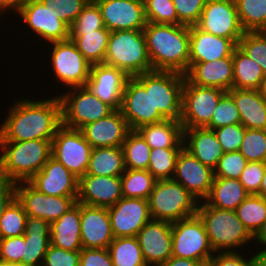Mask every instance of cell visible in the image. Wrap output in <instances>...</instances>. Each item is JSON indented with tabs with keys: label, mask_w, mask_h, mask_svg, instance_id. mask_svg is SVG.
<instances>
[{
	"label": "cell",
	"mask_w": 266,
	"mask_h": 266,
	"mask_svg": "<svg viewBox=\"0 0 266 266\" xmlns=\"http://www.w3.org/2000/svg\"><path fill=\"white\" fill-rule=\"evenodd\" d=\"M260 95L266 100V76L261 82V86L259 88Z\"/></svg>",
	"instance_id": "cell-64"
},
{
	"label": "cell",
	"mask_w": 266,
	"mask_h": 266,
	"mask_svg": "<svg viewBox=\"0 0 266 266\" xmlns=\"http://www.w3.org/2000/svg\"><path fill=\"white\" fill-rule=\"evenodd\" d=\"M225 92L214 87L191 84L185 78L180 117L183 129L206 127L210 123L218 101Z\"/></svg>",
	"instance_id": "cell-10"
},
{
	"label": "cell",
	"mask_w": 266,
	"mask_h": 266,
	"mask_svg": "<svg viewBox=\"0 0 266 266\" xmlns=\"http://www.w3.org/2000/svg\"><path fill=\"white\" fill-rule=\"evenodd\" d=\"M80 203L76 202L62 217L50 224V244L68 251H81Z\"/></svg>",
	"instance_id": "cell-30"
},
{
	"label": "cell",
	"mask_w": 266,
	"mask_h": 266,
	"mask_svg": "<svg viewBox=\"0 0 266 266\" xmlns=\"http://www.w3.org/2000/svg\"><path fill=\"white\" fill-rule=\"evenodd\" d=\"M214 253L204 223L197 214L172 223V256L207 265Z\"/></svg>",
	"instance_id": "cell-9"
},
{
	"label": "cell",
	"mask_w": 266,
	"mask_h": 266,
	"mask_svg": "<svg viewBox=\"0 0 266 266\" xmlns=\"http://www.w3.org/2000/svg\"><path fill=\"white\" fill-rule=\"evenodd\" d=\"M52 140L0 141V179L29 181L51 157Z\"/></svg>",
	"instance_id": "cell-3"
},
{
	"label": "cell",
	"mask_w": 266,
	"mask_h": 266,
	"mask_svg": "<svg viewBox=\"0 0 266 266\" xmlns=\"http://www.w3.org/2000/svg\"><path fill=\"white\" fill-rule=\"evenodd\" d=\"M125 169L147 170L151 147L137 130H130L122 145Z\"/></svg>",
	"instance_id": "cell-38"
},
{
	"label": "cell",
	"mask_w": 266,
	"mask_h": 266,
	"mask_svg": "<svg viewBox=\"0 0 266 266\" xmlns=\"http://www.w3.org/2000/svg\"><path fill=\"white\" fill-rule=\"evenodd\" d=\"M24 235V254L19 264L41 266L50 245V223L44 219L27 216Z\"/></svg>",
	"instance_id": "cell-29"
},
{
	"label": "cell",
	"mask_w": 266,
	"mask_h": 266,
	"mask_svg": "<svg viewBox=\"0 0 266 266\" xmlns=\"http://www.w3.org/2000/svg\"><path fill=\"white\" fill-rule=\"evenodd\" d=\"M105 27L98 4L90 0L69 27V32H93Z\"/></svg>",
	"instance_id": "cell-48"
},
{
	"label": "cell",
	"mask_w": 266,
	"mask_h": 266,
	"mask_svg": "<svg viewBox=\"0 0 266 266\" xmlns=\"http://www.w3.org/2000/svg\"><path fill=\"white\" fill-rule=\"evenodd\" d=\"M266 162L251 161L241 173L240 183L244 186L249 195H257L260 191L263 180Z\"/></svg>",
	"instance_id": "cell-52"
},
{
	"label": "cell",
	"mask_w": 266,
	"mask_h": 266,
	"mask_svg": "<svg viewBox=\"0 0 266 266\" xmlns=\"http://www.w3.org/2000/svg\"><path fill=\"white\" fill-rule=\"evenodd\" d=\"M253 266H266V250L256 251L252 256Z\"/></svg>",
	"instance_id": "cell-62"
},
{
	"label": "cell",
	"mask_w": 266,
	"mask_h": 266,
	"mask_svg": "<svg viewBox=\"0 0 266 266\" xmlns=\"http://www.w3.org/2000/svg\"><path fill=\"white\" fill-rule=\"evenodd\" d=\"M237 123H240L239 111L232 96L228 92H225L214 109L210 123L205 128L214 130Z\"/></svg>",
	"instance_id": "cell-47"
},
{
	"label": "cell",
	"mask_w": 266,
	"mask_h": 266,
	"mask_svg": "<svg viewBox=\"0 0 266 266\" xmlns=\"http://www.w3.org/2000/svg\"><path fill=\"white\" fill-rule=\"evenodd\" d=\"M189 67L194 63L216 61L232 56L238 46L232 39L219 37L189 26Z\"/></svg>",
	"instance_id": "cell-25"
},
{
	"label": "cell",
	"mask_w": 266,
	"mask_h": 266,
	"mask_svg": "<svg viewBox=\"0 0 266 266\" xmlns=\"http://www.w3.org/2000/svg\"><path fill=\"white\" fill-rule=\"evenodd\" d=\"M257 195L266 198V168H265V171H264L263 180L261 181L260 191H259V193Z\"/></svg>",
	"instance_id": "cell-63"
},
{
	"label": "cell",
	"mask_w": 266,
	"mask_h": 266,
	"mask_svg": "<svg viewBox=\"0 0 266 266\" xmlns=\"http://www.w3.org/2000/svg\"><path fill=\"white\" fill-rule=\"evenodd\" d=\"M122 197L121 177L85 174L79 179L78 203L108 208Z\"/></svg>",
	"instance_id": "cell-23"
},
{
	"label": "cell",
	"mask_w": 266,
	"mask_h": 266,
	"mask_svg": "<svg viewBox=\"0 0 266 266\" xmlns=\"http://www.w3.org/2000/svg\"><path fill=\"white\" fill-rule=\"evenodd\" d=\"M147 22L179 25V19L172 0H143Z\"/></svg>",
	"instance_id": "cell-44"
},
{
	"label": "cell",
	"mask_w": 266,
	"mask_h": 266,
	"mask_svg": "<svg viewBox=\"0 0 266 266\" xmlns=\"http://www.w3.org/2000/svg\"><path fill=\"white\" fill-rule=\"evenodd\" d=\"M145 36L152 70L185 75L189 69V26L147 22Z\"/></svg>",
	"instance_id": "cell-2"
},
{
	"label": "cell",
	"mask_w": 266,
	"mask_h": 266,
	"mask_svg": "<svg viewBox=\"0 0 266 266\" xmlns=\"http://www.w3.org/2000/svg\"><path fill=\"white\" fill-rule=\"evenodd\" d=\"M236 215L248 232L254 236L266 221V198L249 195L236 209Z\"/></svg>",
	"instance_id": "cell-41"
},
{
	"label": "cell",
	"mask_w": 266,
	"mask_h": 266,
	"mask_svg": "<svg viewBox=\"0 0 266 266\" xmlns=\"http://www.w3.org/2000/svg\"><path fill=\"white\" fill-rule=\"evenodd\" d=\"M185 78L194 85L229 91L233 88L232 56L216 61L192 64Z\"/></svg>",
	"instance_id": "cell-27"
},
{
	"label": "cell",
	"mask_w": 266,
	"mask_h": 266,
	"mask_svg": "<svg viewBox=\"0 0 266 266\" xmlns=\"http://www.w3.org/2000/svg\"><path fill=\"white\" fill-rule=\"evenodd\" d=\"M62 126L58 95L44 100L19 99L0 126V141L52 140Z\"/></svg>",
	"instance_id": "cell-1"
},
{
	"label": "cell",
	"mask_w": 266,
	"mask_h": 266,
	"mask_svg": "<svg viewBox=\"0 0 266 266\" xmlns=\"http://www.w3.org/2000/svg\"><path fill=\"white\" fill-rule=\"evenodd\" d=\"M43 4H52V8L59 12L60 19L69 27L78 17L81 10L90 0H40Z\"/></svg>",
	"instance_id": "cell-53"
},
{
	"label": "cell",
	"mask_w": 266,
	"mask_h": 266,
	"mask_svg": "<svg viewBox=\"0 0 266 266\" xmlns=\"http://www.w3.org/2000/svg\"><path fill=\"white\" fill-rule=\"evenodd\" d=\"M16 198L23 205L27 216L52 223L62 217L78 197L48 196L35 189L28 181L16 183Z\"/></svg>",
	"instance_id": "cell-16"
},
{
	"label": "cell",
	"mask_w": 266,
	"mask_h": 266,
	"mask_svg": "<svg viewBox=\"0 0 266 266\" xmlns=\"http://www.w3.org/2000/svg\"><path fill=\"white\" fill-rule=\"evenodd\" d=\"M246 128L241 124L226 125L214 129V133L222 146L224 153L239 151Z\"/></svg>",
	"instance_id": "cell-50"
},
{
	"label": "cell",
	"mask_w": 266,
	"mask_h": 266,
	"mask_svg": "<svg viewBox=\"0 0 266 266\" xmlns=\"http://www.w3.org/2000/svg\"><path fill=\"white\" fill-rule=\"evenodd\" d=\"M92 149L80 130L63 125L51 142V156L78 179L86 174Z\"/></svg>",
	"instance_id": "cell-12"
},
{
	"label": "cell",
	"mask_w": 266,
	"mask_h": 266,
	"mask_svg": "<svg viewBox=\"0 0 266 266\" xmlns=\"http://www.w3.org/2000/svg\"><path fill=\"white\" fill-rule=\"evenodd\" d=\"M28 28L41 40L48 42L69 39V26L60 19L52 4H43L40 0H28L17 12Z\"/></svg>",
	"instance_id": "cell-13"
},
{
	"label": "cell",
	"mask_w": 266,
	"mask_h": 266,
	"mask_svg": "<svg viewBox=\"0 0 266 266\" xmlns=\"http://www.w3.org/2000/svg\"><path fill=\"white\" fill-rule=\"evenodd\" d=\"M249 193L237 179L214 178L208 197L204 200L209 206L225 210H235Z\"/></svg>",
	"instance_id": "cell-33"
},
{
	"label": "cell",
	"mask_w": 266,
	"mask_h": 266,
	"mask_svg": "<svg viewBox=\"0 0 266 266\" xmlns=\"http://www.w3.org/2000/svg\"><path fill=\"white\" fill-rule=\"evenodd\" d=\"M28 0H0V17H2L3 12L13 10V14H17V12L22 8V6L27 2ZM16 12H15V11Z\"/></svg>",
	"instance_id": "cell-60"
},
{
	"label": "cell",
	"mask_w": 266,
	"mask_h": 266,
	"mask_svg": "<svg viewBox=\"0 0 266 266\" xmlns=\"http://www.w3.org/2000/svg\"><path fill=\"white\" fill-rule=\"evenodd\" d=\"M114 238L136 237L138 232L151 220L148 200L122 197L108 207Z\"/></svg>",
	"instance_id": "cell-17"
},
{
	"label": "cell",
	"mask_w": 266,
	"mask_h": 266,
	"mask_svg": "<svg viewBox=\"0 0 266 266\" xmlns=\"http://www.w3.org/2000/svg\"><path fill=\"white\" fill-rule=\"evenodd\" d=\"M120 111L130 130L166 120L152 105L151 71L128 78Z\"/></svg>",
	"instance_id": "cell-7"
},
{
	"label": "cell",
	"mask_w": 266,
	"mask_h": 266,
	"mask_svg": "<svg viewBox=\"0 0 266 266\" xmlns=\"http://www.w3.org/2000/svg\"><path fill=\"white\" fill-rule=\"evenodd\" d=\"M80 131L93 148H99L122 146L130 129L121 111L114 110L107 117L86 124Z\"/></svg>",
	"instance_id": "cell-26"
},
{
	"label": "cell",
	"mask_w": 266,
	"mask_h": 266,
	"mask_svg": "<svg viewBox=\"0 0 266 266\" xmlns=\"http://www.w3.org/2000/svg\"><path fill=\"white\" fill-rule=\"evenodd\" d=\"M239 152L248 162H266V130L246 128Z\"/></svg>",
	"instance_id": "cell-45"
},
{
	"label": "cell",
	"mask_w": 266,
	"mask_h": 266,
	"mask_svg": "<svg viewBox=\"0 0 266 266\" xmlns=\"http://www.w3.org/2000/svg\"><path fill=\"white\" fill-rule=\"evenodd\" d=\"M240 114V123L248 129L266 130V100L259 90L232 88L227 91Z\"/></svg>",
	"instance_id": "cell-31"
},
{
	"label": "cell",
	"mask_w": 266,
	"mask_h": 266,
	"mask_svg": "<svg viewBox=\"0 0 266 266\" xmlns=\"http://www.w3.org/2000/svg\"><path fill=\"white\" fill-rule=\"evenodd\" d=\"M68 89L67 92L58 95L64 127L80 130L86 124L105 118L114 111L87 86Z\"/></svg>",
	"instance_id": "cell-8"
},
{
	"label": "cell",
	"mask_w": 266,
	"mask_h": 266,
	"mask_svg": "<svg viewBox=\"0 0 266 266\" xmlns=\"http://www.w3.org/2000/svg\"><path fill=\"white\" fill-rule=\"evenodd\" d=\"M27 214L15 198L5 209L0 219V238L21 236L25 233Z\"/></svg>",
	"instance_id": "cell-43"
},
{
	"label": "cell",
	"mask_w": 266,
	"mask_h": 266,
	"mask_svg": "<svg viewBox=\"0 0 266 266\" xmlns=\"http://www.w3.org/2000/svg\"><path fill=\"white\" fill-rule=\"evenodd\" d=\"M182 148H155L150 151L148 171L157 179H172Z\"/></svg>",
	"instance_id": "cell-42"
},
{
	"label": "cell",
	"mask_w": 266,
	"mask_h": 266,
	"mask_svg": "<svg viewBox=\"0 0 266 266\" xmlns=\"http://www.w3.org/2000/svg\"><path fill=\"white\" fill-rule=\"evenodd\" d=\"M105 27L117 30H143L146 26L143 0H94Z\"/></svg>",
	"instance_id": "cell-19"
},
{
	"label": "cell",
	"mask_w": 266,
	"mask_h": 266,
	"mask_svg": "<svg viewBox=\"0 0 266 266\" xmlns=\"http://www.w3.org/2000/svg\"><path fill=\"white\" fill-rule=\"evenodd\" d=\"M157 266H203L199 261L171 256L167 261Z\"/></svg>",
	"instance_id": "cell-59"
},
{
	"label": "cell",
	"mask_w": 266,
	"mask_h": 266,
	"mask_svg": "<svg viewBox=\"0 0 266 266\" xmlns=\"http://www.w3.org/2000/svg\"><path fill=\"white\" fill-rule=\"evenodd\" d=\"M28 182L48 196L78 197L79 179L52 156Z\"/></svg>",
	"instance_id": "cell-22"
},
{
	"label": "cell",
	"mask_w": 266,
	"mask_h": 266,
	"mask_svg": "<svg viewBox=\"0 0 266 266\" xmlns=\"http://www.w3.org/2000/svg\"><path fill=\"white\" fill-rule=\"evenodd\" d=\"M80 266H113L109 250L83 248L80 251Z\"/></svg>",
	"instance_id": "cell-56"
},
{
	"label": "cell",
	"mask_w": 266,
	"mask_h": 266,
	"mask_svg": "<svg viewBox=\"0 0 266 266\" xmlns=\"http://www.w3.org/2000/svg\"><path fill=\"white\" fill-rule=\"evenodd\" d=\"M41 266H80V251L49 245Z\"/></svg>",
	"instance_id": "cell-54"
},
{
	"label": "cell",
	"mask_w": 266,
	"mask_h": 266,
	"mask_svg": "<svg viewBox=\"0 0 266 266\" xmlns=\"http://www.w3.org/2000/svg\"><path fill=\"white\" fill-rule=\"evenodd\" d=\"M0 266H24V265L18 263L10 264V263L0 262Z\"/></svg>",
	"instance_id": "cell-65"
},
{
	"label": "cell",
	"mask_w": 266,
	"mask_h": 266,
	"mask_svg": "<svg viewBox=\"0 0 266 266\" xmlns=\"http://www.w3.org/2000/svg\"><path fill=\"white\" fill-rule=\"evenodd\" d=\"M247 164V159L239 151L224 153L219 159L217 167L214 169V178L239 180Z\"/></svg>",
	"instance_id": "cell-49"
},
{
	"label": "cell",
	"mask_w": 266,
	"mask_h": 266,
	"mask_svg": "<svg viewBox=\"0 0 266 266\" xmlns=\"http://www.w3.org/2000/svg\"><path fill=\"white\" fill-rule=\"evenodd\" d=\"M105 64L115 66L129 77L152 71L142 30H117L110 33Z\"/></svg>",
	"instance_id": "cell-5"
},
{
	"label": "cell",
	"mask_w": 266,
	"mask_h": 266,
	"mask_svg": "<svg viewBox=\"0 0 266 266\" xmlns=\"http://www.w3.org/2000/svg\"><path fill=\"white\" fill-rule=\"evenodd\" d=\"M24 254V235L0 238V262L20 263Z\"/></svg>",
	"instance_id": "cell-55"
},
{
	"label": "cell",
	"mask_w": 266,
	"mask_h": 266,
	"mask_svg": "<svg viewBox=\"0 0 266 266\" xmlns=\"http://www.w3.org/2000/svg\"><path fill=\"white\" fill-rule=\"evenodd\" d=\"M136 237L148 266H157L172 256V223L151 219Z\"/></svg>",
	"instance_id": "cell-20"
},
{
	"label": "cell",
	"mask_w": 266,
	"mask_h": 266,
	"mask_svg": "<svg viewBox=\"0 0 266 266\" xmlns=\"http://www.w3.org/2000/svg\"><path fill=\"white\" fill-rule=\"evenodd\" d=\"M183 143L187 151L213 170L224 155L214 130L205 127L183 129Z\"/></svg>",
	"instance_id": "cell-28"
},
{
	"label": "cell",
	"mask_w": 266,
	"mask_h": 266,
	"mask_svg": "<svg viewBox=\"0 0 266 266\" xmlns=\"http://www.w3.org/2000/svg\"><path fill=\"white\" fill-rule=\"evenodd\" d=\"M173 179L180 183L198 202H201L210 193L214 170L202 164L183 147L176 160Z\"/></svg>",
	"instance_id": "cell-18"
},
{
	"label": "cell",
	"mask_w": 266,
	"mask_h": 266,
	"mask_svg": "<svg viewBox=\"0 0 266 266\" xmlns=\"http://www.w3.org/2000/svg\"><path fill=\"white\" fill-rule=\"evenodd\" d=\"M83 248L108 249L114 239L108 208L80 203Z\"/></svg>",
	"instance_id": "cell-24"
},
{
	"label": "cell",
	"mask_w": 266,
	"mask_h": 266,
	"mask_svg": "<svg viewBox=\"0 0 266 266\" xmlns=\"http://www.w3.org/2000/svg\"><path fill=\"white\" fill-rule=\"evenodd\" d=\"M238 47L260 65L266 76V31L244 32Z\"/></svg>",
	"instance_id": "cell-46"
},
{
	"label": "cell",
	"mask_w": 266,
	"mask_h": 266,
	"mask_svg": "<svg viewBox=\"0 0 266 266\" xmlns=\"http://www.w3.org/2000/svg\"><path fill=\"white\" fill-rule=\"evenodd\" d=\"M137 131L151 149L184 147L183 127L180 121L166 119L158 123L144 125Z\"/></svg>",
	"instance_id": "cell-32"
},
{
	"label": "cell",
	"mask_w": 266,
	"mask_h": 266,
	"mask_svg": "<svg viewBox=\"0 0 266 266\" xmlns=\"http://www.w3.org/2000/svg\"><path fill=\"white\" fill-rule=\"evenodd\" d=\"M147 200L151 219L170 223L195 216L199 204L173 178L157 180Z\"/></svg>",
	"instance_id": "cell-6"
},
{
	"label": "cell",
	"mask_w": 266,
	"mask_h": 266,
	"mask_svg": "<svg viewBox=\"0 0 266 266\" xmlns=\"http://www.w3.org/2000/svg\"><path fill=\"white\" fill-rule=\"evenodd\" d=\"M233 88L259 90L265 75L260 65L238 46L232 54Z\"/></svg>",
	"instance_id": "cell-35"
},
{
	"label": "cell",
	"mask_w": 266,
	"mask_h": 266,
	"mask_svg": "<svg viewBox=\"0 0 266 266\" xmlns=\"http://www.w3.org/2000/svg\"><path fill=\"white\" fill-rule=\"evenodd\" d=\"M185 75L171 71H151V100L154 110L166 119L180 121Z\"/></svg>",
	"instance_id": "cell-15"
},
{
	"label": "cell",
	"mask_w": 266,
	"mask_h": 266,
	"mask_svg": "<svg viewBox=\"0 0 266 266\" xmlns=\"http://www.w3.org/2000/svg\"><path fill=\"white\" fill-rule=\"evenodd\" d=\"M179 25L194 26L200 19L207 0H172Z\"/></svg>",
	"instance_id": "cell-51"
},
{
	"label": "cell",
	"mask_w": 266,
	"mask_h": 266,
	"mask_svg": "<svg viewBox=\"0 0 266 266\" xmlns=\"http://www.w3.org/2000/svg\"><path fill=\"white\" fill-rule=\"evenodd\" d=\"M16 198V183L0 179V219L5 209Z\"/></svg>",
	"instance_id": "cell-58"
},
{
	"label": "cell",
	"mask_w": 266,
	"mask_h": 266,
	"mask_svg": "<svg viewBox=\"0 0 266 266\" xmlns=\"http://www.w3.org/2000/svg\"><path fill=\"white\" fill-rule=\"evenodd\" d=\"M124 171V152L122 146L92 149L86 174L121 177Z\"/></svg>",
	"instance_id": "cell-34"
},
{
	"label": "cell",
	"mask_w": 266,
	"mask_h": 266,
	"mask_svg": "<svg viewBox=\"0 0 266 266\" xmlns=\"http://www.w3.org/2000/svg\"><path fill=\"white\" fill-rule=\"evenodd\" d=\"M108 250L113 266H148L143 258L137 237H118Z\"/></svg>",
	"instance_id": "cell-37"
},
{
	"label": "cell",
	"mask_w": 266,
	"mask_h": 266,
	"mask_svg": "<svg viewBox=\"0 0 266 266\" xmlns=\"http://www.w3.org/2000/svg\"><path fill=\"white\" fill-rule=\"evenodd\" d=\"M129 76L121 69L105 63L91 65L86 86L102 102L120 110L122 96Z\"/></svg>",
	"instance_id": "cell-21"
},
{
	"label": "cell",
	"mask_w": 266,
	"mask_h": 266,
	"mask_svg": "<svg viewBox=\"0 0 266 266\" xmlns=\"http://www.w3.org/2000/svg\"><path fill=\"white\" fill-rule=\"evenodd\" d=\"M245 32L266 31V0H234Z\"/></svg>",
	"instance_id": "cell-39"
},
{
	"label": "cell",
	"mask_w": 266,
	"mask_h": 266,
	"mask_svg": "<svg viewBox=\"0 0 266 266\" xmlns=\"http://www.w3.org/2000/svg\"><path fill=\"white\" fill-rule=\"evenodd\" d=\"M196 214L204 223L210 245L215 253L236 252V249H241L250 241L253 243V236L239 220L235 210L219 209L201 201Z\"/></svg>",
	"instance_id": "cell-4"
},
{
	"label": "cell",
	"mask_w": 266,
	"mask_h": 266,
	"mask_svg": "<svg viewBox=\"0 0 266 266\" xmlns=\"http://www.w3.org/2000/svg\"><path fill=\"white\" fill-rule=\"evenodd\" d=\"M111 31L106 27L93 32H69V38L91 64L104 63Z\"/></svg>",
	"instance_id": "cell-36"
},
{
	"label": "cell",
	"mask_w": 266,
	"mask_h": 266,
	"mask_svg": "<svg viewBox=\"0 0 266 266\" xmlns=\"http://www.w3.org/2000/svg\"><path fill=\"white\" fill-rule=\"evenodd\" d=\"M156 181L148 170L125 169L121 175L123 197L147 200Z\"/></svg>",
	"instance_id": "cell-40"
},
{
	"label": "cell",
	"mask_w": 266,
	"mask_h": 266,
	"mask_svg": "<svg viewBox=\"0 0 266 266\" xmlns=\"http://www.w3.org/2000/svg\"><path fill=\"white\" fill-rule=\"evenodd\" d=\"M256 240V241H255ZM254 243L261 244L264 247L263 250H266V221L262 224L261 228L253 236Z\"/></svg>",
	"instance_id": "cell-61"
},
{
	"label": "cell",
	"mask_w": 266,
	"mask_h": 266,
	"mask_svg": "<svg viewBox=\"0 0 266 266\" xmlns=\"http://www.w3.org/2000/svg\"><path fill=\"white\" fill-rule=\"evenodd\" d=\"M209 266H253L252 257L245 258L241 252H217L211 257Z\"/></svg>",
	"instance_id": "cell-57"
},
{
	"label": "cell",
	"mask_w": 266,
	"mask_h": 266,
	"mask_svg": "<svg viewBox=\"0 0 266 266\" xmlns=\"http://www.w3.org/2000/svg\"><path fill=\"white\" fill-rule=\"evenodd\" d=\"M52 45L51 66L54 78L62 86L70 88L86 86L90 76L91 64L77 49L75 43L69 38L64 41L48 43Z\"/></svg>",
	"instance_id": "cell-11"
},
{
	"label": "cell",
	"mask_w": 266,
	"mask_h": 266,
	"mask_svg": "<svg viewBox=\"0 0 266 266\" xmlns=\"http://www.w3.org/2000/svg\"><path fill=\"white\" fill-rule=\"evenodd\" d=\"M196 26L237 45L244 34L234 0H207Z\"/></svg>",
	"instance_id": "cell-14"
}]
</instances>
